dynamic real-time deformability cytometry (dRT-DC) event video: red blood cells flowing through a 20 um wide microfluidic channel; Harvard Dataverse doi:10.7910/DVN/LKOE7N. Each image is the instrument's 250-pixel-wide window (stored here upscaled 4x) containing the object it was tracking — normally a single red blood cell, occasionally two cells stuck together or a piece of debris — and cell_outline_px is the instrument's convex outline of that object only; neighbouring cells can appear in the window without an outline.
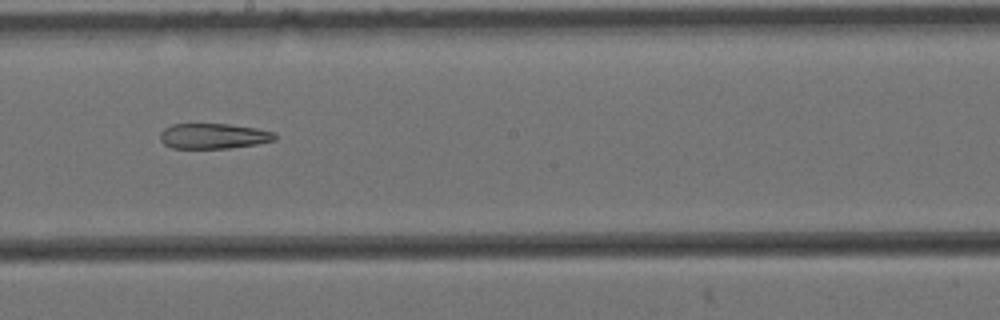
{"species": "Egyptian fruit bat (a non-hibernating species)", "species_latin": "Rousettus aegyptiacus", "temperature_condition": "cold", "stored_images_in_passage": 12, "camera_frame_rate_fps": 3000, "um_per_image_px": 0.085, "animal": {"sex": "female"}, "frame": {"image": 1, "passage_image": 9, "time_ms": 2.667, "image_size_px": [1000, 320], "cell_outline_px": [[276, 140], [256, 144], [228, 148], [172, 148], [164, 144], [160, 140], [160, 132], [164, 128], [172, 124], [228, 124], [256, 128], [276, 132]], "centroid_in_image_um": [18.14, 11.56], "position_along_channel_um": 230.1, "area_um2": 16.99}}
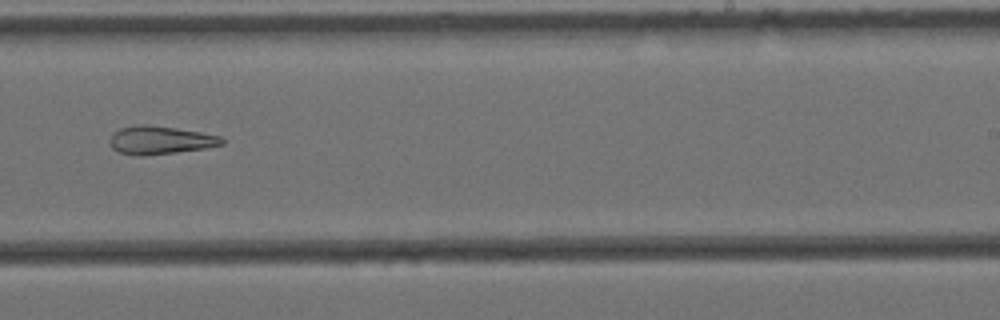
{"frame": {"image": 2, "passage_image": 10, "time_ms": 3.0, "image_size_px": [1000, 320], "cell_outline_px": [[224, 144], [204, 148], [176, 152], [136, 156], [120, 152], [112, 148], [108, 140], [112, 132], [120, 128], [140, 124], [148, 124], [176, 128], [200, 132], [220, 136], [224, 140]], "centroid_in_image_um": [13.57, 11.9], "position_along_channel_um": 275.4, "area_um2": 18.38}}